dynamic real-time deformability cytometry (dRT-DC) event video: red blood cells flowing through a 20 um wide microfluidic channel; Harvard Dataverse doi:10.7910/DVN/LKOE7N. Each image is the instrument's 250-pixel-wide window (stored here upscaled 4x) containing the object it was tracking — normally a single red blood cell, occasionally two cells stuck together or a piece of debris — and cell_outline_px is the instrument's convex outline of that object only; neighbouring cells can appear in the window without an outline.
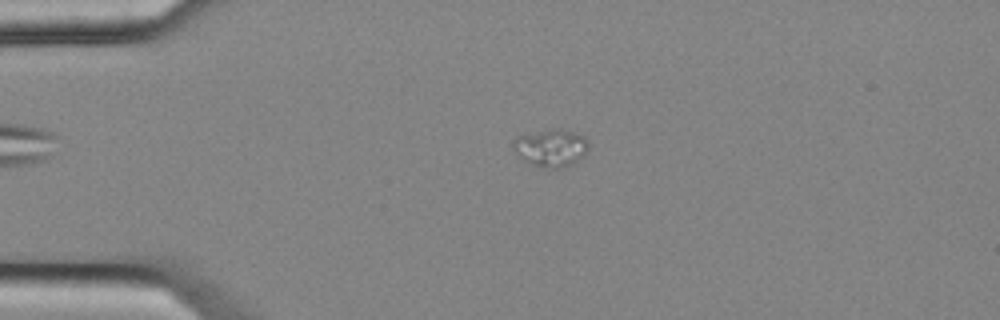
{"species": "common noctule bat (a hibernating species)", "species_latin": "Nyctalus noctula", "temperature_condition": "cold", "stored_images_in_passage": 56, "camera_frame_rate_fps": 3000, "um_per_image_px": 0.085, "animal": {"sex": "female", "body_mass_g": 25.1}, "frame": {"image": 1, "passage_image": 13, "time_ms": 4.0, "image_size_px": [1000, 320], "cell_outline_px": [[588, 148], [584, 156], [572, 164], [564, 168], [552, 168], [536, 164], [520, 156], [512, 148], [512, 140], [520, 136], [556, 128], [572, 132], [584, 136], [588, 140]], "centroid_in_image_um": [46.89, 12.56], "position_along_channel_um": 38.1, "area_um2": 15.95}}